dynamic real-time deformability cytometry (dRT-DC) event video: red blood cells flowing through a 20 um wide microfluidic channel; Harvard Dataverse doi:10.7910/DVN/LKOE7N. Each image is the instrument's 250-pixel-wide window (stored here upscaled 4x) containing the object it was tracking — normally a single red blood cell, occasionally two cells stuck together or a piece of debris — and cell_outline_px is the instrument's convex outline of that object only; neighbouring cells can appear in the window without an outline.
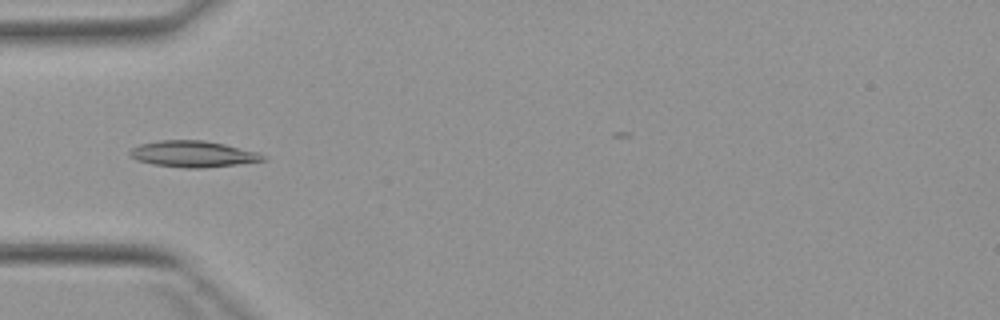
{"species": "Egyptian fruit bat (a non-hibernating species)", "species_latin": "Rousettus aegyptiacus", "temperature_condition": "warm", "stored_images_in_passage": 5, "camera_frame_rate_fps": 3000, "um_per_image_px": 0.085, "animal": {"sex": "female"}, "frame": {"image": 1, "passage_image": 4, "time_ms": 3.667, "image_size_px": [1000, 320], "cell_outline_px": [[268, 160], [236, 164], [200, 168], [184, 168], [152, 164], [136, 160], [128, 152], [132, 148], [140, 144], [160, 140], [204, 140], [224, 144], [256, 152], [268, 156]], "centroid_in_image_um": [16.41, 13.09], "position_along_channel_um": 68.6, "area_um2": 20.29}}
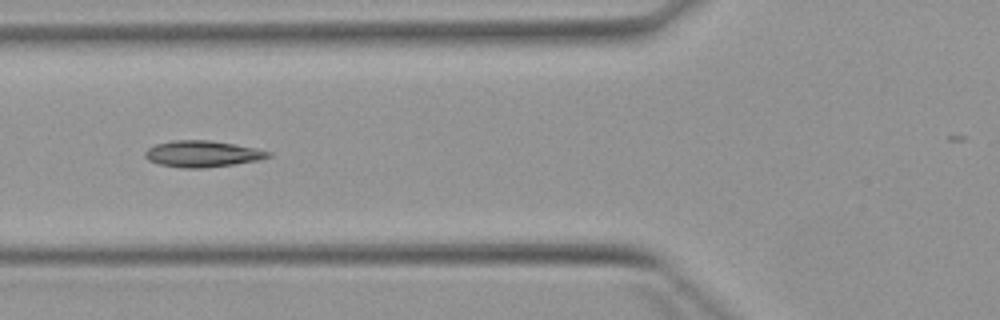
{"frame": {"image": 2, "passage_image": 5, "time_ms": 4.667, "image_size_px": [1000, 320], "cell_outline_px": [[272, 156], [260, 160], [204, 168], [180, 168], [160, 164], [148, 160], [144, 156], [144, 152], [148, 148], [156, 144], [172, 140], [208, 140], [256, 148], [272, 152]], "centroid_in_image_um": [17.2, 13.08], "position_along_channel_um": 108.6, "area_um2": 18.9}}